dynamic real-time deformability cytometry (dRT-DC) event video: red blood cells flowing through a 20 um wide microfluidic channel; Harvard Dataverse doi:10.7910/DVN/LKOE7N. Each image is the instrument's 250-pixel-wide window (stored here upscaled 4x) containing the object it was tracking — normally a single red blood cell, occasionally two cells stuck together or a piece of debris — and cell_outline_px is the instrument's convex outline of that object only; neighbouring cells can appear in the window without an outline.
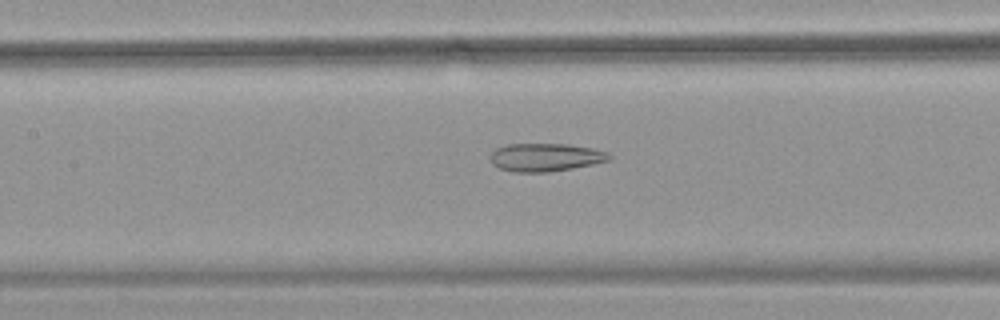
{"species": "common noctule bat (a hibernating species)", "species_latin": "Nyctalus noctula", "temperature_condition": "warm", "stored_images_in_passage": 52, "camera_frame_rate_fps": 3000, "um_per_image_px": 0.085, "animal": {"sex": "female", "body_mass_g": 18.4}, "frame": {"image": 1, "passage_image": 23, "time_ms": 7.333, "image_size_px": [1000, 320], "cell_outline_px": [[612, 156], [608, 160], [592, 164], [572, 168], [548, 172], [512, 172], [500, 168], [492, 164], [488, 156], [496, 148], [508, 144], [568, 144], [592, 148], [608, 152]], "centroid_in_image_um": [46.33, 13.37], "position_along_channel_um": 161.1, "area_um2": 19.48}}
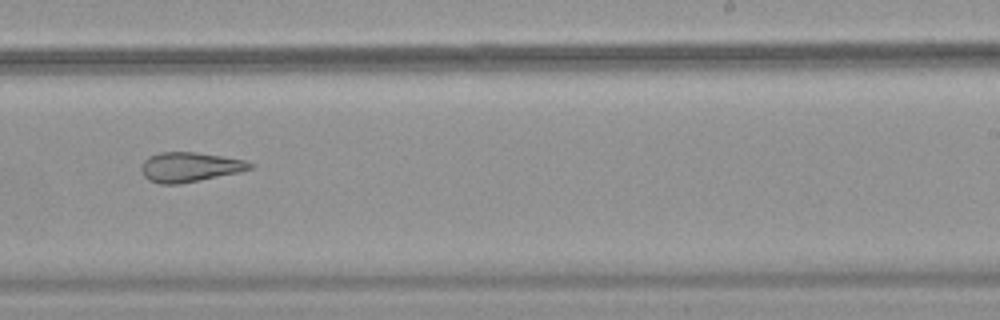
{"frame": {"image": 2, "passage_image": 32, "time_ms": 10.333, "image_size_px": [1000, 320], "cell_outline_px": [[256, 164], [252, 168], [240, 172], [180, 184], [160, 184], [148, 180], [144, 176], [140, 168], [144, 160], [148, 156], [160, 152], [196, 152], [244, 160]], "centroid_in_image_um": [16.11, 14.2], "position_along_channel_um": 272.9, "area_um2": 18.84}}
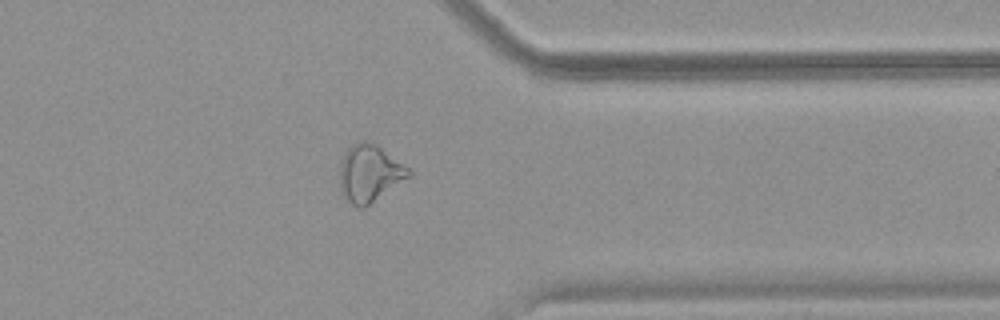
{"frame": {"image": 3, "passage_image": 41, "time_ms": 13.333, "image_size_px": [1000, 320], "cell_outline_px": [[412, 176], [364, 208], [360, 208], [352, 204], [344, 196], [340, 188], [340, 164], [344, 152], [352, 144], [376, 144], [408, 168], [412, 172]], "centroid_in_image_um": [31.42, 14.78], "position_along_channel_um": 380.0, "area_um2": 22.54}, "authors_computed_cell_mechanics": {"area_um2": 23.987, "velocity_mm_per_s": 3.7477, "shape_relaxation_time_tau1_ms": null, "shape_relaxation_time_tau2_ms": 3.8845, "deformation_change_tau1": null, "deformation_change_tau2": 0.1466}}